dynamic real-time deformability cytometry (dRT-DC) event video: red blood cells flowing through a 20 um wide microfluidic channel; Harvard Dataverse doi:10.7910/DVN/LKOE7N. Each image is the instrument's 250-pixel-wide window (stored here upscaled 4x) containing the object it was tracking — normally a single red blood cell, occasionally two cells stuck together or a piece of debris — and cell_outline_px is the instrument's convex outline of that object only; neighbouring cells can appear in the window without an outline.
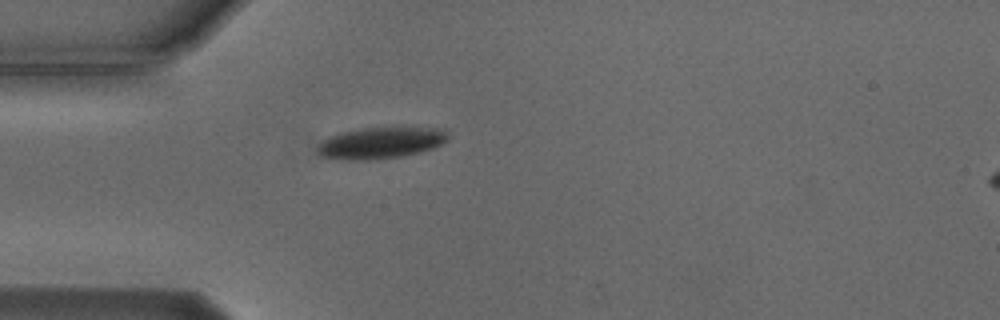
{"species": "Egyptian fruit bat (a non-hibernating species)", "species_latin": "Rousettus aegyptiacus", "temperature_condition": "cold", "stored_images_in_passage": 40, "camera_frame_rate_fps": 3000, "um_per_image_px": 0.085, "animal": {"sex": "male"}, "frame": {"image": 1, "passage_image": 1, "time_ms": 0.0, "image_size_px": [1000, 320], "cell_outline_px": [[448, 140], [432, 148], [420, 152], [404, 156], [368, 160], [344, 160], [320, 156], [316, 152], [316, 144], [320, 140], [328, 136], [340, 132], [364, 128], [396, 124], [404, 124], [444, 128], [448, 132]], "centroid_in_image_um": [32.39, 12.08], "position_along_channel_um": 52.6, "area_um2": 25.43}}
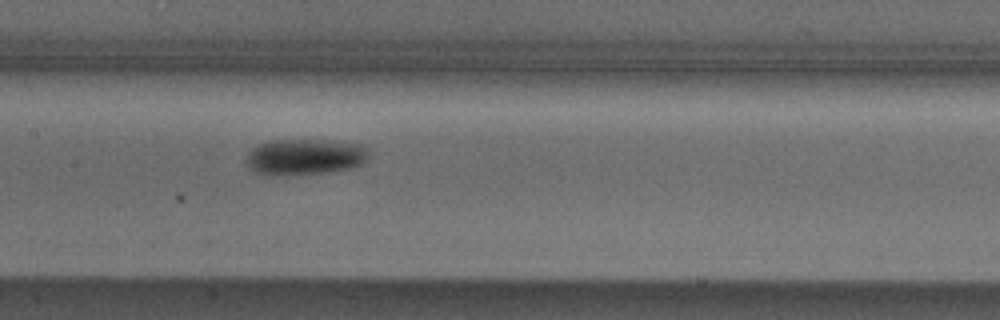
{"frame": {"image": 2, "passage_image": 12, "time_ms": 3.667, "image_size_px": [1000, 320], "cell_outline_px": [[368, 156], [360, 164], [352, 168], [324, 172], [272, 176], [264, 176], [256, 172], [248, 164], [248, 152], [256, 144], [268, 140], [324, 140], [360, 144], [368, 148]], "centroid_in_image_um": [25.88, 13.32], "position_along_channel_um": 181.5, "area_um2": 25.66}}
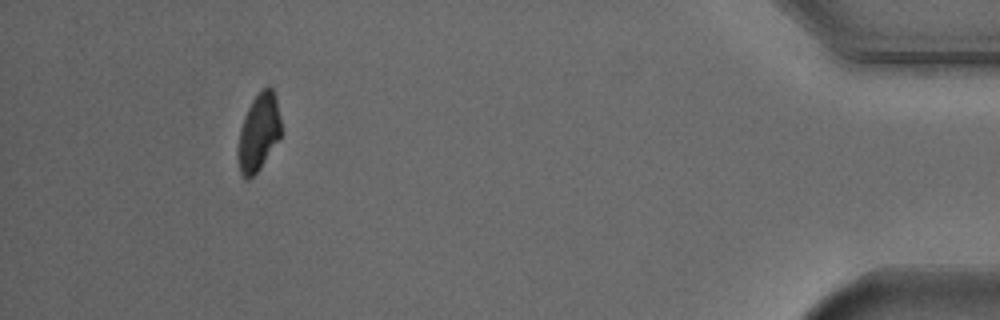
{"frame": {"image": 3, "passage_image": 36, "time_ms": 11.667, "image_size_px": [1000, 320], "cell_outline_px": [[280, 136], [260, 168], [248, 180], [244, 180], [240, 172], [236, 160], [236, 148], [240, 128], [244, 116], [252, 100], [268, 84], [272, 88], [276, 100], [280, 120]], "centroid_in_image_um": [21.92, 11.3], "position_along_channel_um": 413.3, "area_um2": 19.36}, "authors_computed_cell_mechanics": {"area_um2": 23.3512, "velocity_mm_per_s": 3.7491, "shape_relaxation_time_tau1_ms": 1.8664, "shape_relaxation_time_tau2_ms": null, "deformation_change_tau1": 0.1051, "deformation_change_tau2": null}}